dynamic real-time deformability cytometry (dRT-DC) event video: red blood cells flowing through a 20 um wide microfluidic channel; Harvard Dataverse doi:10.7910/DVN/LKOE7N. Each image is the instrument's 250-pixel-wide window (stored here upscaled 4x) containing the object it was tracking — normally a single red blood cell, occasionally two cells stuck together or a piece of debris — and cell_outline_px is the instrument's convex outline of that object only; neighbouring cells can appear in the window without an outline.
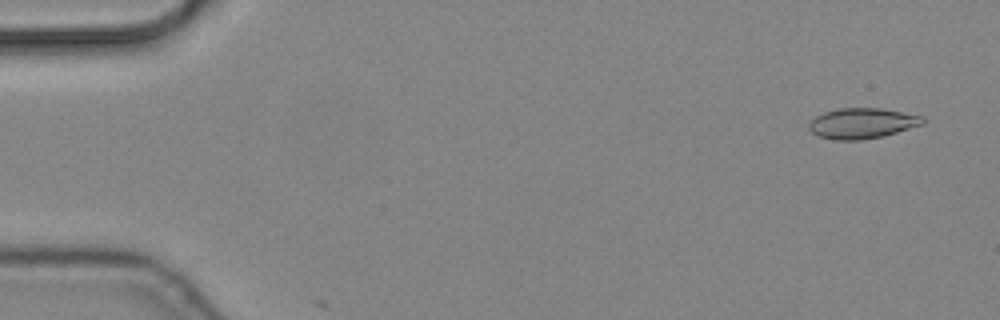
{"species": "common noctule bat (a hibernating species)", "species_latin": "Nyctalus noctula", "temperature_condition": "cold", "stored_images_in_passage": 4, "camera_frame_rate_fps": 3000, "um_per_image_px": 0.085, "animal": {"sex": "male", "body_mass_g": 19.2, "forearm_length_mm": 51.8}, "frame": {"image": 1, "passage_image": 3, "time_ms": 0.667, "image_size_px": [1000, 320], "cell_outline_px": [[924, 124], [884, 136], [860, 140], [836, 140], [816, 136], [808, 128], [808, 124], [816, 116], [824, 112], [836, 108], [880, 108], [924, 116]], "centroid_in_image_um": [73.27, 10.48], "position_along_channel_um": 11.7, "area_um2": 20.35}}